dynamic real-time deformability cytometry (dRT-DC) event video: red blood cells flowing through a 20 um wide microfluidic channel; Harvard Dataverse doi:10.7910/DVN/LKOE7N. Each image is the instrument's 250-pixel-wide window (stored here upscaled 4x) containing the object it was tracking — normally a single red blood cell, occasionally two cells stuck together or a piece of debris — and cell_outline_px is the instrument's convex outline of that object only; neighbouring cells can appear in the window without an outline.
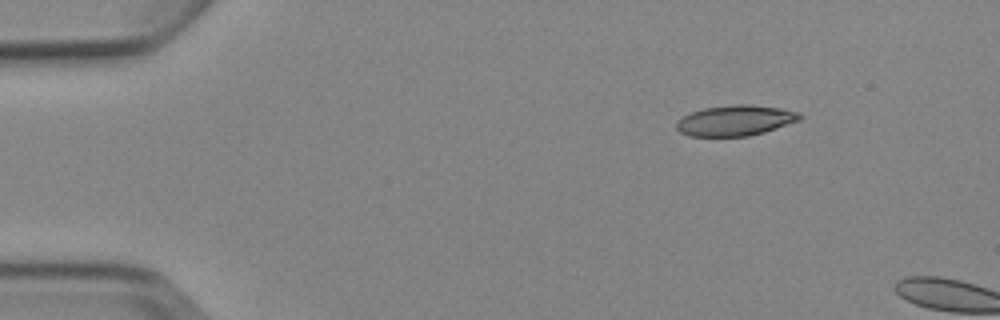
{"species": "Egyptian fruit bat (a non-hibernating species)", "species_latin": "Rousettus aegyptiacus", "temperature_condition": "cold", "stored_images_in_passage": 3, "camera_frame_rate_fps": 3000, "um_per_image_px": 0.085, "animal": {"sex": "female"}, "frame": {"image": 1, "passage_image": 1, "time_ms": 0.0, "image_size_px": [1000, 320], "cell_outline_px": [[804, 116], [800, 120], [764, 132], [748, 136], [688, 136], [680, 132], [676, 128], [676, 120], [692, 112], [704, 108], [736, 104], [748, 104], [780, 108], [800, 112]], "centroid_in_image_um": [62.51, 10.24], "position_along_channel_um": 22.5, "area_um2": 21.96}}